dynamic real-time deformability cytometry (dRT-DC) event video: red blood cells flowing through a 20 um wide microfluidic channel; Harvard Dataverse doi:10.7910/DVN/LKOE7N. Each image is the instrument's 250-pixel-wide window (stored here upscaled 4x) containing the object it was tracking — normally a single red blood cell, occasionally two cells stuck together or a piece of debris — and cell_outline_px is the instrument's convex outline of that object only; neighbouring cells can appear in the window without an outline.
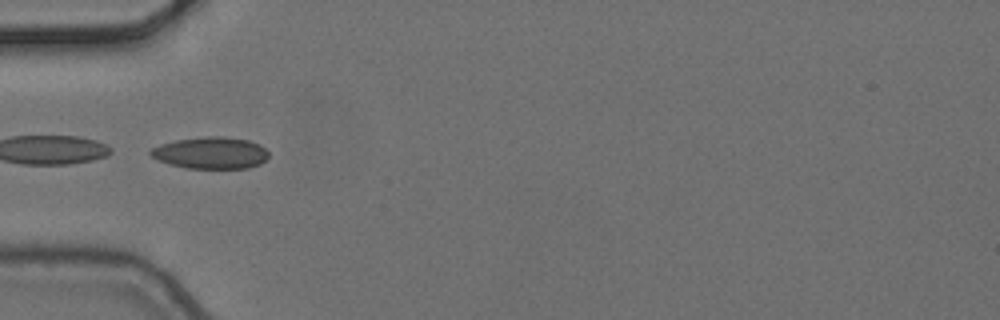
{"species": "common noctule bat (a hibernating species)", "species_latin": "Nyctalus noctula", "temperature_condition": "cold", "stored_images_in_passage": 8, "camera_frame_rate_fps": 3000, "um_per_image_px": 0.085, "animal": {"sex": "female", "body_mass_g": 24.6, "forearm_length_mm": 56.2}, "frame": {"image": 1, "passage_image": 5, "time_ms": 1.333, "image_size_px": [1000, 320], "cell_outline_px": [[268, 160], [260, 164], [248, 168], [188, 168], [172, 164], [160, 160], [152, 156], [148, 152], [152, 148], [160, 144], [176, 140], [204, 136], [224, 136], [248, 140], [260, 144], [268, 152]], "centroid_in_image_um": [17.96, 12.98], "position_along_channel_um": 67.0, "area_um2": 21.85}}
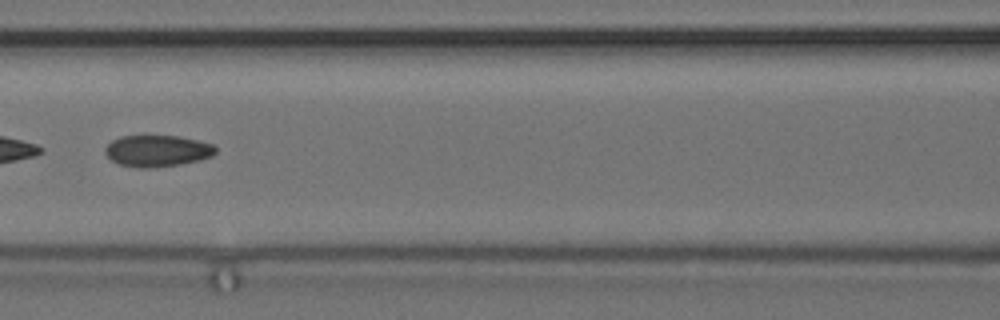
{"frame": {"image": 2, "passage_image": 7, "time_ms": 2.0, "image_size_px": [1000, 320], "cell_outline_px": [[216, 152], [212, 156], [200, 160], [180, 164], [152, 168], [140, 168], [120, 164], [112, 160], [104, 152], [104, 148], [112, 140], [120, 136], [176, 136], [196, 140], [212, 144], [216, 148]], "centroid_in_image_um": [13.36, 12.83], "position_along_channel_um": 153.2, "area_um2": 20.17}}
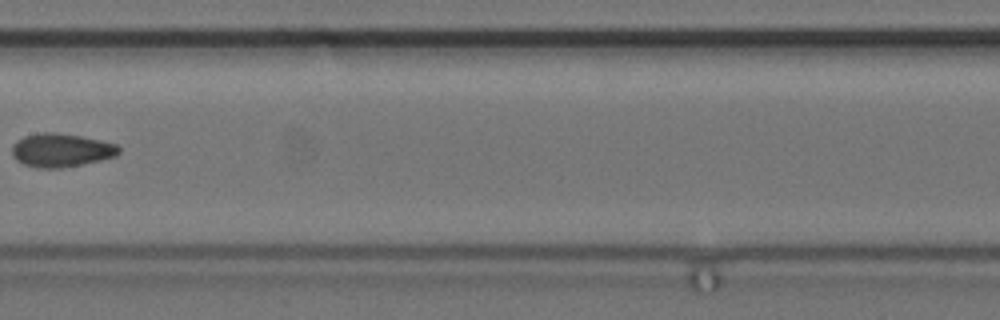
{"frame": {"image": 3, "passage_image": 8, "time_ms": 2.333, "image_size_px": [1000, 320], "cell_outline_px": [[120, 152], [116, 156], [100, 160], [60, 168], [36, 168], [24, 164], [16, 160], [12, 156], [12, 144], [24, 136], [44, 132], [52, 132], [80, 136], [100, 140], [116, 144], [120, 148]], "centroid_in_image_um": [5.18, 12.77], "position_along_channel_um": 202.2, "area_um2": 20.75}}